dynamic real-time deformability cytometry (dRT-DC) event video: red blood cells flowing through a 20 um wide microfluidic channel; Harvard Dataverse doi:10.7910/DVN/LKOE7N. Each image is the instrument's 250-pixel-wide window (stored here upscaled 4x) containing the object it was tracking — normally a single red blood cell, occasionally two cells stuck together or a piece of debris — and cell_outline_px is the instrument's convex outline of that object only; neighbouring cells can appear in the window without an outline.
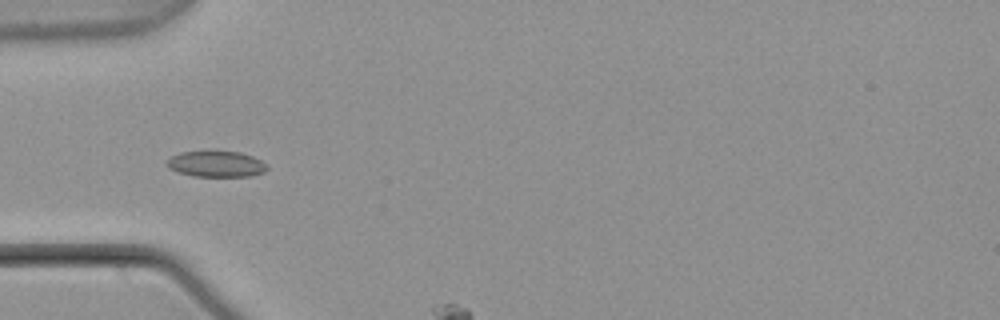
{"species": "common noctule bat (a hibernating species)", "species_latin": "Nyctalus noctula", "temperature_condition": "warm", "stored_images_in_passage": 7, "camera_frame_rate_fps": 3000, "um_per_image_px": 0.085, "animal": {"sex": "male", "body_mass_g": 21.5, "forearm_length_mm": 52.0}, "frame": {"image": 1, "passage_image": 4, "time_ms": 1.0, "image_size_px": [1000, 320], "cell_outline_px": [[268, 168], [264, 172], [252, 176], [192, 176], [168, 168], [168, 160], [172, 156], [180, 152], [240, 152], [252, 156], [268, 164]], "centroid_in_image_um": [18.43, 13.95], "position_along_channel_um": 66.6, "area_um2": 14.91}}